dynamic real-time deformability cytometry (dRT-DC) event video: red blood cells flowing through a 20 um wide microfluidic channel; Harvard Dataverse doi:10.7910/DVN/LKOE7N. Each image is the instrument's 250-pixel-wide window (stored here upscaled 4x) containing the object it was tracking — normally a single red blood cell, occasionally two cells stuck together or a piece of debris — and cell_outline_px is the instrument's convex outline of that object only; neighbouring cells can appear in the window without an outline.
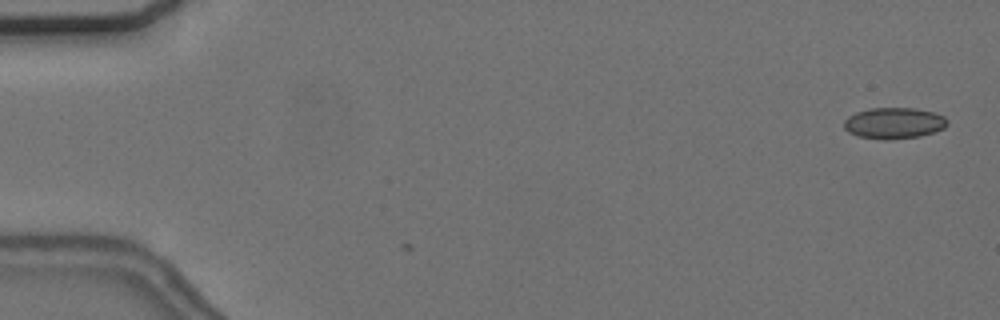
{"species": "common noctule bat (a hibernating species)", "species_latin": "Nyctalus noctula", "temperature_condition": "cold", "stored_images_in_passage": 2, "camera_frame_rate_fps": 3000, "um_per_image_px": 0.085, "animal": {"sex": "female", "body_mass_g": 24.6, "forearm_length_mm": 56.2}, "frame": {"image": 1, "passage_image": 2, "time_ms": 0.333, "image_size_px": [1000, 320], "cell_outline_px": [[948, 124], [944, 128], [936, 132], [920, 136], [888, 140], [884, 140], [856, 136], [848, 132], [844, 128], [844, 120], [848, 116], [856, 112], [868, 108], [916, 108], [936, 112], [944, 116], [948, 120]], "centroid_in_image_um": [76.0, 10.46], "position_along_channel_um": 9.0, "area_um2": 19.13}}